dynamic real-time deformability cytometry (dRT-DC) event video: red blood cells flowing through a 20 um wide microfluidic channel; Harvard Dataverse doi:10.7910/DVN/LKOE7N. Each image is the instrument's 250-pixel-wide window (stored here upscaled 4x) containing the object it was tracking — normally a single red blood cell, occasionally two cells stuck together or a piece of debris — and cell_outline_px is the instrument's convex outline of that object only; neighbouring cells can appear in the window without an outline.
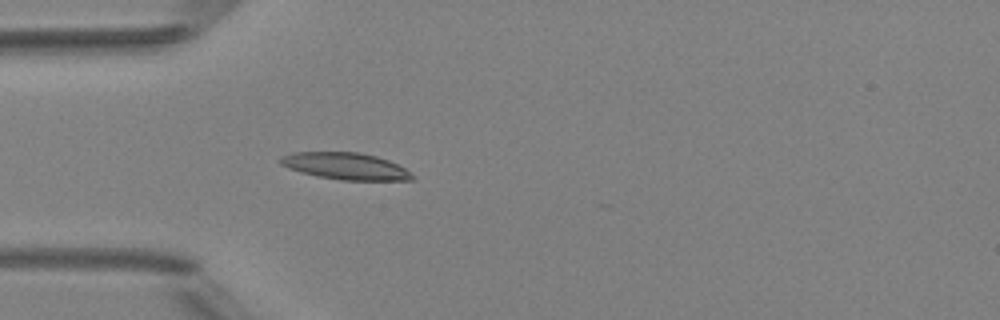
{"species": "Egyptian fruit bat (a non-hibernating species)", "species_latin": "Rousettus aegyptiacus", "temperature_condition": "room temperature", "stored_images_in_passage": 33, "camera_frame_rate_fps": 3000, "um_per_image_px": 0.085, "animal": {"sex": "female"}, "frame": {"image": 1, "passage_image": 14, "time_ms": 4.333, "image_size_px": [1000, 320], "cell_outline_px": [[416, 180], [340, 180], [316, 176], [300, 172], [288, 168], [280, 164], [280, 156], [296, 152], [356, 152], [376, 156], [388, 160], [404, 168], [416, 176]], "centroid_in_image_um": [29.37, 14.13], "position_along_channel_um": 55.6, "area_um2": 20.63}}
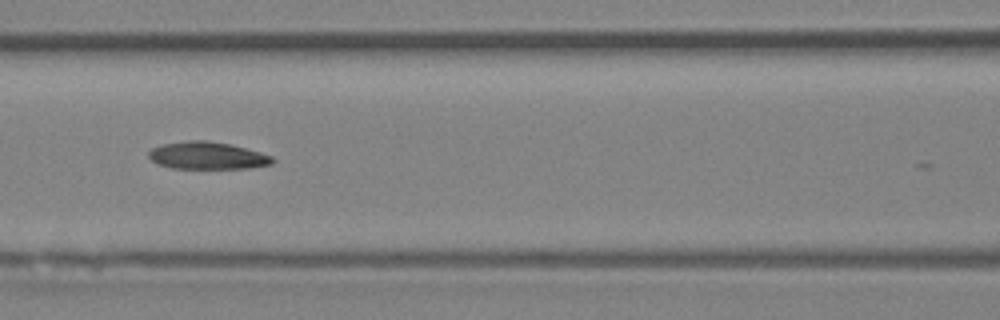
{"frame": {"image": 2, "passage_image": 21, "time_ms": 6.667, "image_size_px": [1000, 320], "cell_outline_px": [[276, 160], [272, 164], [248, 168], [172, 168], [160, 164], [152, 160], [148, 156], [148, 152], [152, 148], [164, 144], [188, 140], [204, 140], [232, 144], [260, 152], [272, 156]], "centroid_in_image_um": [17.66, 13.22], "position_along_channel_um": 148.9, "area_um2": 19.65}}
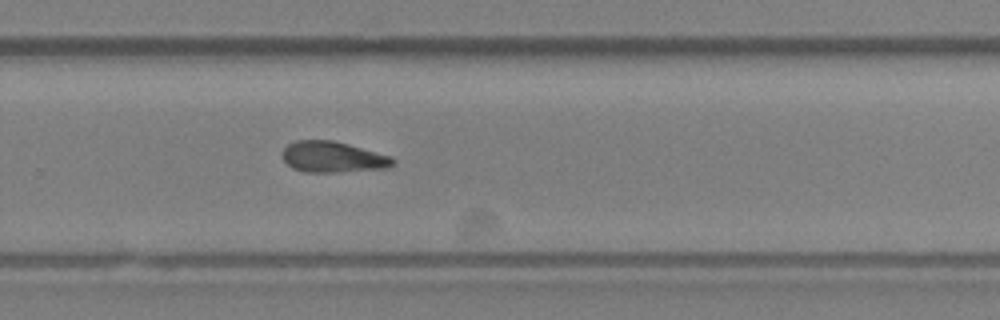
{"frame": {"image": 3, "passage_image": 32, "time_ms": 10.333, "image_size_px": [1000, 320], "cell_outline_px": [[396, 164], [392, 168], [336, 172], [304, 172], [292, 168], [280, 156], [280, 152], [288, 144], [296, 140], [332, 140], [348, 144], [392, 156], [396, 160]], "centroid_in_image_um": [28.31, 13.35], "position_along_channel_um": 301.5, "area_um2": 20.29}}